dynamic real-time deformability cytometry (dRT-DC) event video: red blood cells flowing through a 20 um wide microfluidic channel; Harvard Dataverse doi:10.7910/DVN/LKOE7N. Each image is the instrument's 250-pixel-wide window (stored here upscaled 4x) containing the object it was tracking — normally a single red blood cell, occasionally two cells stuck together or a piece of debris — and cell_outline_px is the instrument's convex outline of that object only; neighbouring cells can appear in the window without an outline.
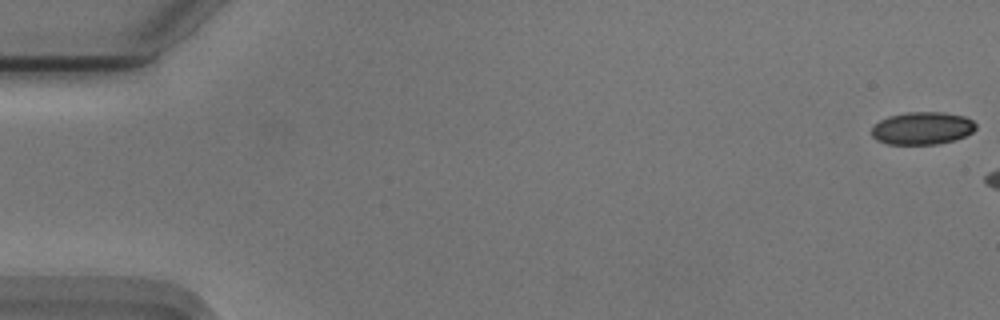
{"species": "Egyptian fruit bat (a non-hibernating species)", "species_latin": "Rousettus aegyptiacus", "temperature_condition": "cold", "stored_images_in_passage": 7, "camera_frame_rate_fps": 3000, "um_per_image_px": 0.085, "animal": {"sex": "male"}, "frame": {"image": 1, "passage_image": 1, "time_ms": 0.0, "image_size_px": [1000, 320], "cell_outline_px": [[976, 128], [972, 132], [956, 140], [940, 144], [888, 144], [876, 140], [872, 136], [872, 128], [880, 120], [888, 116], [908, 112], [944, 112], [964, 116], [972, 120], [976, 124]], "centroid_in_image_um": [78.4, 10.9], "position_along_channel_um": 6.6, "area_um2": 19.88}}